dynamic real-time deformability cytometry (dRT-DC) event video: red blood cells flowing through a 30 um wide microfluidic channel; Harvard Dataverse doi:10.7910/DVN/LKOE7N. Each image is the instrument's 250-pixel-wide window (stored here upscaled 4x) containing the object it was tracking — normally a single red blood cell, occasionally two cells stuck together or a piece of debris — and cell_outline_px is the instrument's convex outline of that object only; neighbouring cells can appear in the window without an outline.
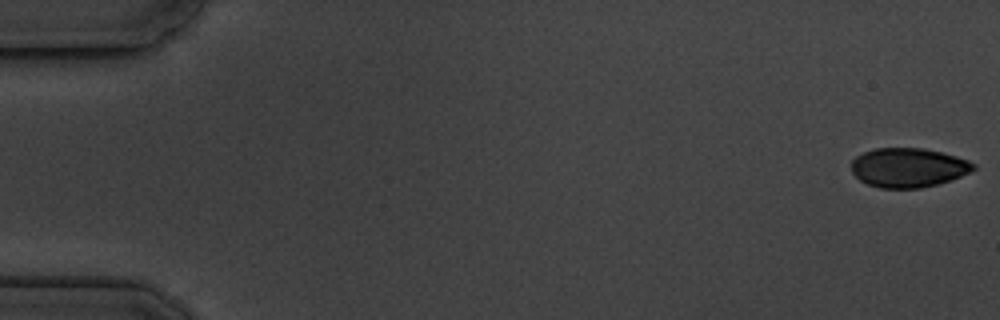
{"species": "common noctule bat (a hibernating species)", "species_latin": "Nyctalus noctula", "temperature_condition": "cold", "stored_images_in_passage": 5, "camera_frame_rate_fps": 3000, "um_per_image_px": 0.085, "animal": {"sex": "male", "body_mass_g": 19.5, "forearm_length_mm": 54.6}, "frame": {"image": 1, "passage_image": 1, "time_ms": 0.0, "image_size_px": [1000, 320], "cell_outline_px": [[976, 168], [972, 172], [952, 180], [920, 188], [880, 188], [868, 184], [860, 180], [852, 172], [852, 160], [856, 156], [864, 152], [876, 148], [924, 148], [956, 156], [968, 160], [976, 164]], "centroid_in_image_um": [77.23, 14.25], "position_along_channel_um": 7.8, "area_um2": 28.03}}
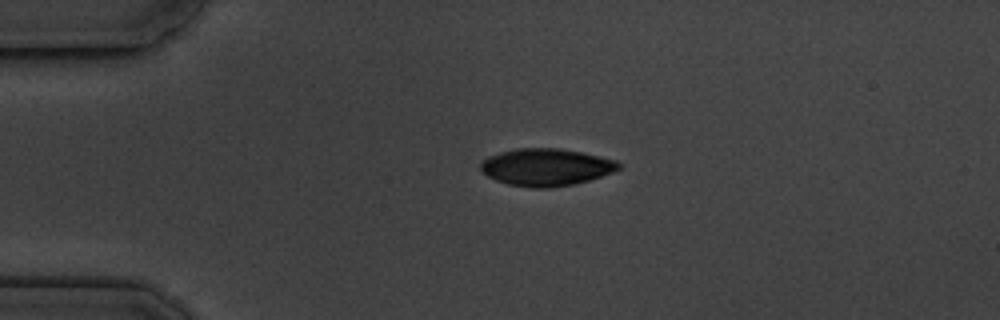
{"frame": {"image": 2, "passage_image": 4, "time_ms": 4.0, "image_size_px": [1000, 320], "cell_outline_px": [[624, 164], [620, 168], [612, 172], [588, 180], [572, 184], [548, 188], [532, 188], [508, 184], [496, 180], [488, 176], [480, 168], [480, 160], [488, 156], [500, 152], [516, 148], [560, 148], [600, 156], [616, 160]], "centroid_in_image_um": [46.41, 14.2], "position_along_channel_um": 38.6, "area_um2": 30.0}}